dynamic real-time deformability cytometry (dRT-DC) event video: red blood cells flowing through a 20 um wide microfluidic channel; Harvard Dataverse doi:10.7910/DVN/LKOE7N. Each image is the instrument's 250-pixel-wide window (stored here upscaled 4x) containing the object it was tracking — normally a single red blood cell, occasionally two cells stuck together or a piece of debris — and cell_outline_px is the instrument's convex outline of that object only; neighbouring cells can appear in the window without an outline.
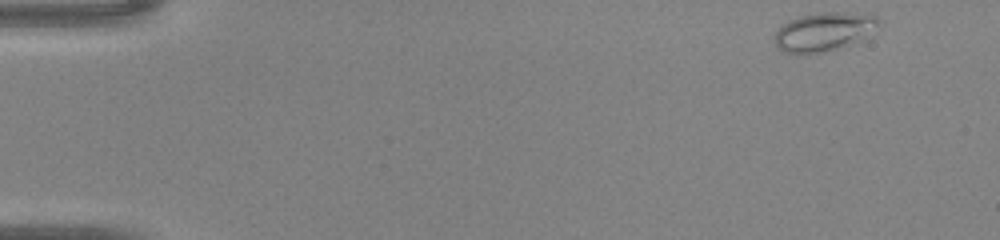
{"species": "common noctule bat (a hibernating species)", "species_latin": "Nyctalus noctula", "temperature_condition": "warm", "stored_images_in_passage": 11, "camera_frame_rate_fps": 3000, "um_per_image_px": 0.085, "animal": {"sex": "male", "body_mass_g": 20.0, "forearm_length_mm": 53.3}, "frame": {"image": 1, "passage_image": 1, "time_ms": 0.0, "image_size_px": [1000, 240], "cell_outline_px": [[880, 24], [864, 40], [820, 52], [784, 52], [772, 40], [776, 32], [788, 20], [800, 16], [820, 12], [872, 12], [880, 16]], "centroid_in_image_um": [70.14, 2.63], "position_along_channel_um": 14.9, "area_um2": 23.64}}